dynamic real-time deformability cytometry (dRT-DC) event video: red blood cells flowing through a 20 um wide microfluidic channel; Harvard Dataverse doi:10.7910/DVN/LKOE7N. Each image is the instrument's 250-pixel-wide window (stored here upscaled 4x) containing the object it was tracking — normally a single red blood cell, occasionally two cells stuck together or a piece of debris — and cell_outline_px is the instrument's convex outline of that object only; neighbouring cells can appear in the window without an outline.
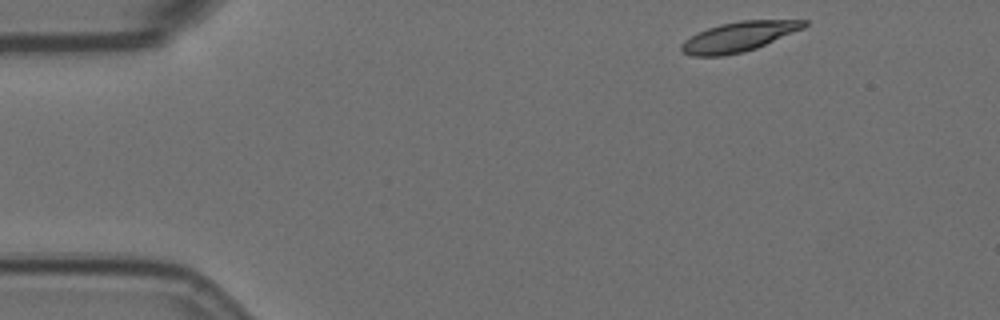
{"species": "Egyptian fruit bat (a non-hibernating species)", "species_latin": "Rousettus aegyptiacus", "temperature_condition": "room temperature", "stored_images_in_passage": 6, "camera_frame_rate_fps": 3000, "um_per_image_px": 0.085, "animal": {"sex": "female"}, "frame": {"image": 1, "passage_image": 1, "time_ms": 0.0, "image_size_px": [1000, 320], "cell_outline_px": [[808, 24], [804, 28], [756, 48], [744, 52], [724, 56], [692, 56], [680, 52], [680, 44], [684, 40], [708, 28], [720, 24], [740, 20], [808, 20]], "centroid_in_image_um": [62.78, 3.13], "position_along_channel_um": 22.2, "area_um2": 21.33}}
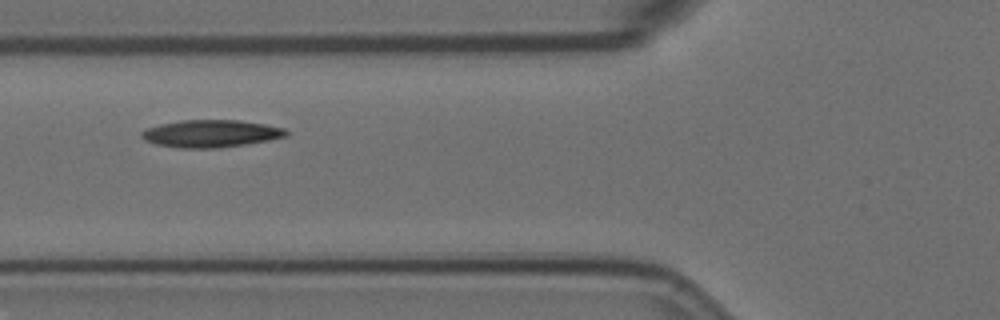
{"frame": {"image": 2, "passage_image": 5, "time_ms": 4.667, "image_size_px": [1000, 320], "cell_outline_px": [[288, 136], [268, 140], [220, 148], [180, 148], [156, 144], [144, 140], [140, 136], [140, 132], [148, 128], [160, 124], [180, 120], [240, 120], [264, 124], [284, 128], [288, 132]], "centroid_in_image_um": [17.91, 11.35], "position_along_channel_um": 107.9, "area_um2": 23.06}}
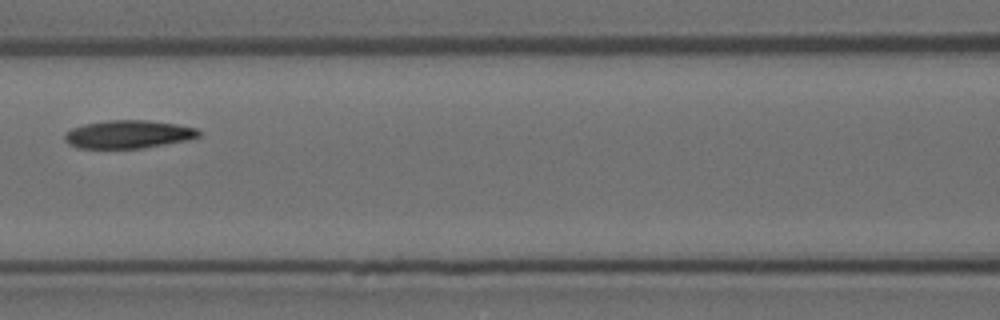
{"frame": {"image": 3, "passage_image": 6, "time_ms": 6.0, "image_size_px": [1000, 320], "cell_outline_px": [[200, 136], [188, 140], [144, 148], [76, 148], [68, 144], [64, 140], [64, 136], [72, 128], [84, 124], [108, 120], [148, 120], [176, 124], [196, 128], [200, 132]], "centroid_in_image_um": [10.9, 11.42], "position_along_channel_um": 155.7, "area_um2": 21.96}}